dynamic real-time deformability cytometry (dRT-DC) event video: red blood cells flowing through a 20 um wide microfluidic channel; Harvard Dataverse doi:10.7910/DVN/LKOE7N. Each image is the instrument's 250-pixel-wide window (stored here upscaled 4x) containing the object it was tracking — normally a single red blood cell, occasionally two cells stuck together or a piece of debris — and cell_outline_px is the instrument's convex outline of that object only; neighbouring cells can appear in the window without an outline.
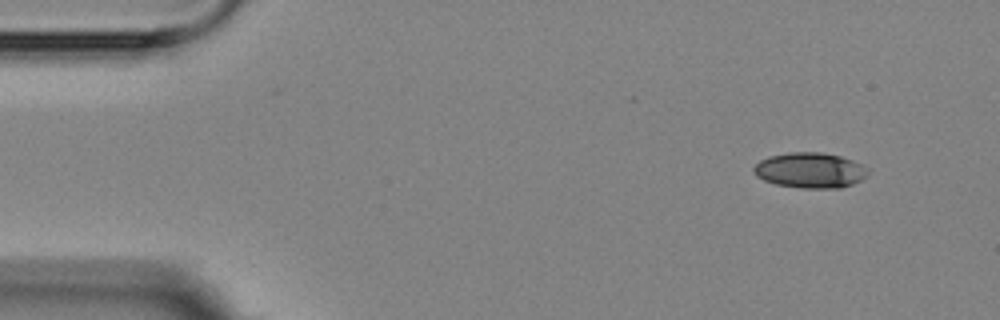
{"species": "Egyptian fruit bat (a non-hibernating species)", "species_latin": "Rousettus aegyptiacus", "temperature_condition": "room temperature", "stored_images_in_passage": 3, "camera_frame_rate_fps": 3000, "um_per_image_px": 0.085, "animal": {"sex": "female"}, "frame": {"image": 1, "passage_image": 1, "time_ms": 0.0, "image_size_px": [1000, 320], "cell_outline_px": [[868, 172], [860, 180], [852, 184], [840, 188], [800, 188], [776, 184], [764, 180], [756, 176], [752, 172], [752, 168], [760, 160], [768, 156], [788, 152], [820, 152], [840, 156], [852, 160], [868, 168]], "centroid_in_image_um": [68.81, 14.47], "position_along_channel_um": 16.2, "area_um2": 23.58}}
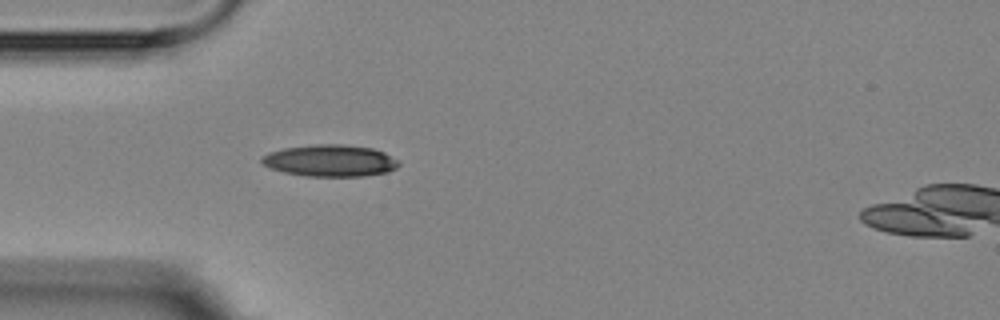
{"frame": {"image": 2, "passage_image": 3, "time_ms": 3.667, "image_size_px": [1000, 320], "cell_outline_px": [[400, 164], [396, 168], [388, 172], [364, 176], [304, 176], [284, 172], [268, 168], [260, 160], [260, 156], [268, 152], [284, 148], [316, 144], [344, 144], [372, 148], [384, 152], [400, 160]], "centroid_in_image_um": [28.06, 13.65], "position_along_channel_um": 56.9, "area_um2": 25.66}}